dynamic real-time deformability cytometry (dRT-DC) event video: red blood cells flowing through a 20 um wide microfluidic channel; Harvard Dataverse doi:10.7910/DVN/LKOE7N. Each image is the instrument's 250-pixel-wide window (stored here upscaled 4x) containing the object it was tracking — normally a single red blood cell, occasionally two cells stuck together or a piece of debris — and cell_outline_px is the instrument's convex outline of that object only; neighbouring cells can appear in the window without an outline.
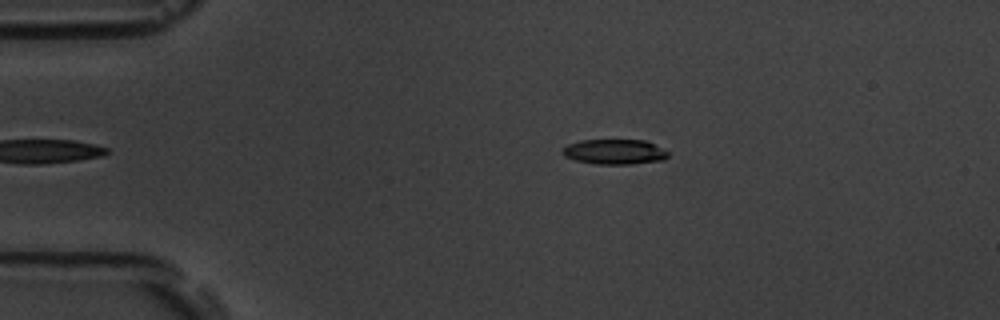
{"species": "common noctule bat (a hibernating species)", "species_latin": "Nyctalus noctula", "temperature_condition": "room temperature", "stored_images_in_passage": 38, "camera_frame_rate_fps": 3000, "um_per_image_px": 0.085, "animal": {"sex": "male", "body_mass_g": 19.5, "forearm_length_mm": 54.6}, "frame": {"image": 1, "passage_image": 2, "time_ms": 0.333, "image_size_px": [1000, 320], "cell_outline_px": [[668, 156], [664, 160], [632, 164], [596, 164], [576, 160], [564, 156], [560, 152], [568, 144], [580, 140], [644, 140], [668, 152]], "centroid_in_image_um": [52.21, 12.91], "position_along_channel_um": 32.8, "area_um2": 15.32}}
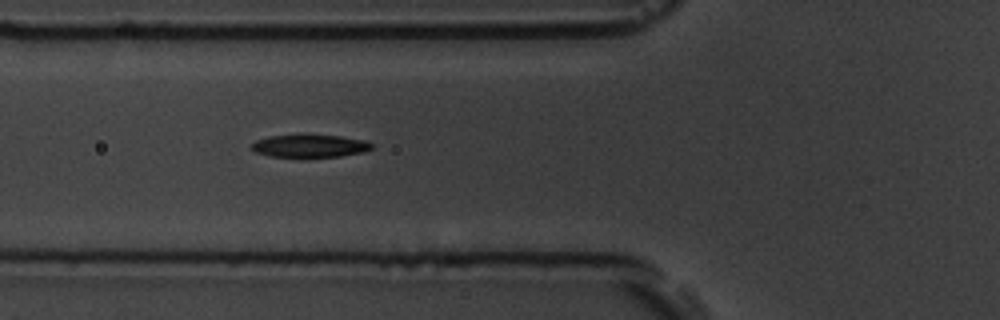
{"frame": {"image": 2, "passage_image": 11, "time_ms": 3.333, "image_size_px": [1000, 320], "cell_outline_px": [[372, 148], [364, 152], [340, 156], [268, 156], [256, 152], [248, 148], [256, 140], [268, 136], [304, 132], [308, 132], [340, 136], [364, 140], [372, 144]], "centroid_in_image_um": [26.28, 12.35], "position_along_channel_um": 99.5, "area_um2": 16.47}}
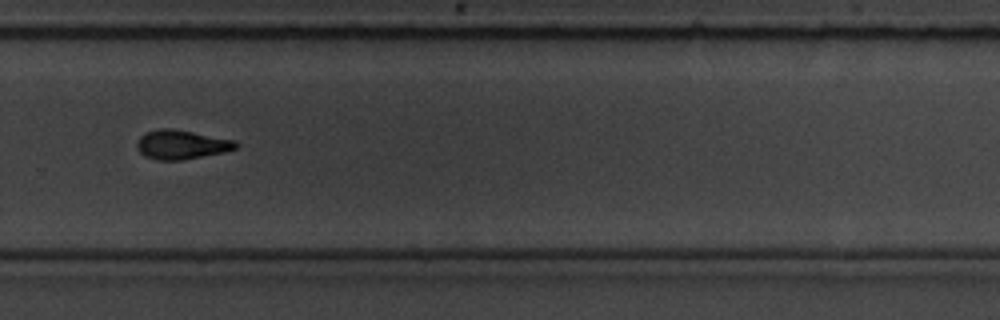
{"frame": {"image": 3, "passage_image": 28, "time_ms": 9.0, "image_size_px": [1000, 320], "cell_outline_px": [[240, 144], [236, 148], [224, 152], [184, 160], [156, 160], [144, 156], [136, 148], [136, 144], [140, 136], [148, 132], [160, 128], [168, 128], [192, 132], [236, 140]], "centroid_in_image_um": [15.43, 12.3], "position_along_channel_um": 314.4, "area_um2": 16.82}, "authors_computed_cell_mechanics": {"area_um2": 16.5886, "velocity_mm_per_s": 3.7934, "shape_relaxation_time_tau1_ms": 2.3491, "shape_relaxation_time_tau2_ms": 2.684, "deformation_change_tau1": 0.16, "deformation_change_tau2": 0.101}}